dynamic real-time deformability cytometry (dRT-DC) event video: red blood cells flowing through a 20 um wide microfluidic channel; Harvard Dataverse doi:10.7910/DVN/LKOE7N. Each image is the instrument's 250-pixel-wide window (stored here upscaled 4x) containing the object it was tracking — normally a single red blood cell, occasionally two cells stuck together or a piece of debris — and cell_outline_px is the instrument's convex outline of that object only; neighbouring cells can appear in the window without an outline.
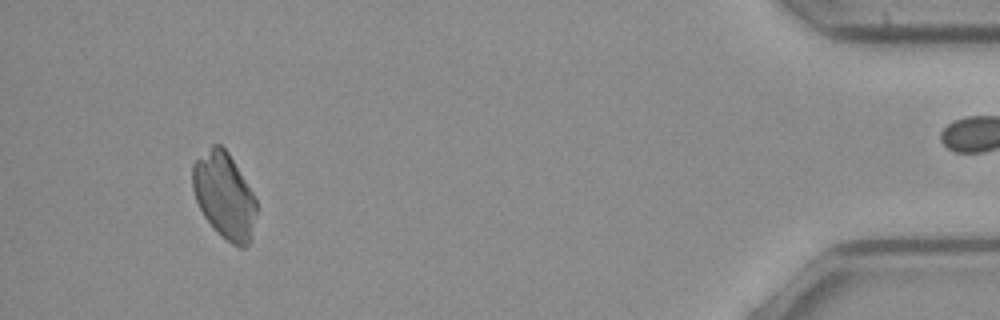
{"species": "common noctule bat (a hibernating species)", "species_latin": "Nyctalus noctula", "temperature_condition": "cold", "stored_images_in_passage": 52, "camera_frame_rate_fps": 3000, "um_per_image_px": 0.085, "animal": {"sex": "female", "body_mass_g": 21.9}, "frame": {"image": 1, "passage_image": 48, "time_ms": 15.667, "image_size_px": [1000, 320], "cell_outline_px": [[256, 212], [252, 240], [244, 248], [240, 248], [232, 244], [204, 216], [196, 200], [192, 188], [192, 164], [212, 144], [220, 144], [228, 152], [252, 192], [256, 200]], "centroid_in_image_um": [19.07, 16.62], "position_along_channel_um": 416.1, "area_um2": 31.56}}